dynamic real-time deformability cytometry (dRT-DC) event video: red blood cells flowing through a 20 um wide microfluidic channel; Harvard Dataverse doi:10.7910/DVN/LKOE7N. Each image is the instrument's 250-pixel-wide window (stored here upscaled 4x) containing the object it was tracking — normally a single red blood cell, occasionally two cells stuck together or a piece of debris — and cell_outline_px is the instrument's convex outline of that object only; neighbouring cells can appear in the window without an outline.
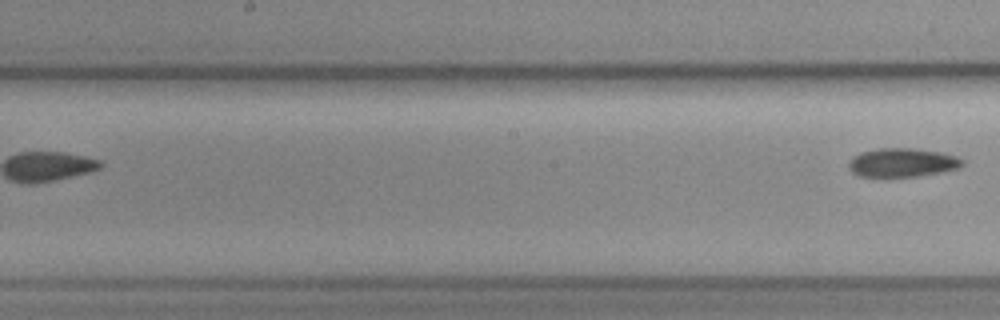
{"species": "common noctule bat (a hibernating species)", "species_latin": "Nyctalus noctula", "temperature_condition": "cold", "stored_images_in_passage": 6, "segment_of_instrument_passage": [2, 2], "camera_frame_rate_fps": 3000, "um_per_image_px": 0.085, "animal": {"sex": "female", "body_mass_g": 19.3, "forearm_length_mm": 54.1}, "frame": {"image": 1, "passage_image": 6, "time_ms": 1.667, "image_size_px": [1000, 320], "cell_outline_px": [[964, 164], [960, 168], [940, 172], [916, 176], [860, 176], [852, 172], [848, 168], [848, 164], [860, 152], [876, 148], [916, 148], [940, 152], [956, 156], [964, 160]], "centroid_in_image_um": [76.73, 13.8], "position_along_channel_um": 171.5, "area_um2": 18.96}}